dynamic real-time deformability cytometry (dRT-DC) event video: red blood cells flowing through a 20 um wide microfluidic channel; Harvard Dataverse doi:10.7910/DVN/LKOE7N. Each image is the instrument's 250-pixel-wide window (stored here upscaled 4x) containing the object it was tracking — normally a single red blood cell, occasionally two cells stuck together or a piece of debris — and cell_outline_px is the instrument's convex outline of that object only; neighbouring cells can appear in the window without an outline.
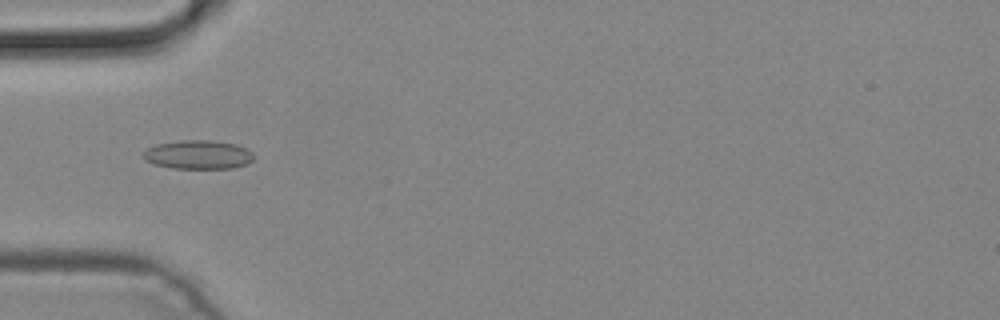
{"species": "common noctule bat (a hibernating species)", "species_latin": "Nyctalus noctula", "temperature_condition": "cold", "stored_images_in_passage": 4, "camera_frame_rate_fps": 3000, "um_per_image_px": 0.085, "animal": {"sex": "male", "body_mass_g": 19.2, "forearm_length_mm": 51.8}, "frame": {"image": 1, "passage_image": 4, "time_ms": 1.0, "image_size_px": [1000, 320], "cell_outline_px": [[256, 156], [248, 164], [232, 168], [172, 168], [156, 164], [144, 160], [140, 156], [148, 148], [156, 144], [180, 140], [212, 140], [236, 144], [252, 152]], "centroid_in_image_um": [16.84, 13.14], "position_along_channel_um": 68.2, "area_um2": 18.67}}